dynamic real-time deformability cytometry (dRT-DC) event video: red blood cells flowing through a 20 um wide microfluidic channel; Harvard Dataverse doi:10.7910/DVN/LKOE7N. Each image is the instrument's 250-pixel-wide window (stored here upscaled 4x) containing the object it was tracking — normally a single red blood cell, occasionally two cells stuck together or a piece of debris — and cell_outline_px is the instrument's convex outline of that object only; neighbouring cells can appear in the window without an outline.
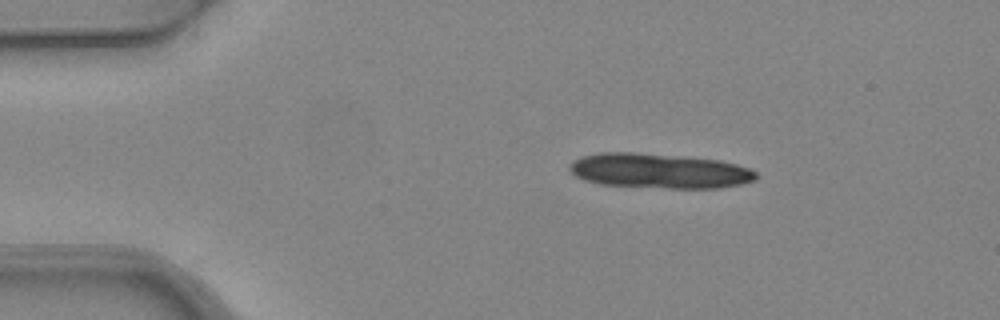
{"species": "common noctule bat (a hibernating species)", "species_latin": "Nyctalus noctula", "temperature_condition": "warm", "stored_images_in_passage": 2, "camera_frame_rate_fps": 3000, "um_per_image_px": 0.085, "animal": {"sex": "female", "body_mass_g": 24.6, "forearm_length_mm": 56.2}, "frame": {"image": 1, "passage_image": 1, "time_ms": 0.0, "image_size_px": [1000, 320], "cell_outline_px": [[756, 180], [744, 184], [720, 188], [668, 188], [600, 184], [584, 180], [576, 176], [568, 168], [572, 160], [584, 156], [600, 152], [632, 152], [684, 156], [720, 160], [736, 164], [748, 168], [756, 172]], "centroid_in_image_um": [56.05, 14.52], "position_along_channel_um": 28.9, "area_um2": 38.03}}